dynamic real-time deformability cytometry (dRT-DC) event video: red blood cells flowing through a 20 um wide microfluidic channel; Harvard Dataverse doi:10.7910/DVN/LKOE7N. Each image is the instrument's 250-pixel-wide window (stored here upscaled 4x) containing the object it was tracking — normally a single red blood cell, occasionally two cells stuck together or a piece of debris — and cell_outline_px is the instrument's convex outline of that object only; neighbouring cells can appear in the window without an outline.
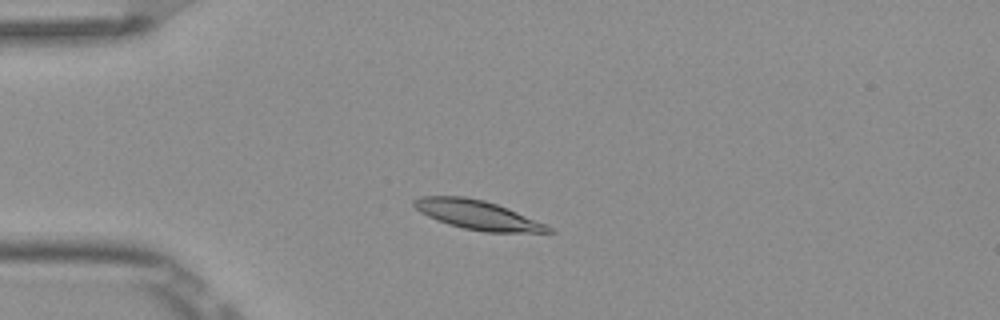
{"species": "Egyptian fruit bat (a non-hibernating species)", "species_latin": "Rousettus aegyptiacus", "temperature_condition": "room temperature", "stored_images_in_passage": 7, "camera_frame_rate_fps": 3000, "um_per_image_px": 0.085, "frame": {"image": 1, "passage_image": 2, "time_ms": 0.333, "image_size_px": [1000, 320], "cell_outline_px": [[556, 232], [484, 232], [464, 228], [448, 224], [428, 216], [420, 212], [412, 204], [412, 200], [420, 196], [464, 196], [484, 200], [496, 204], [548, 224]], "centroid_in_image_um": [40.59, 18.26], "position_along_channel_um": 44.4, "area_um2": 22.77}}
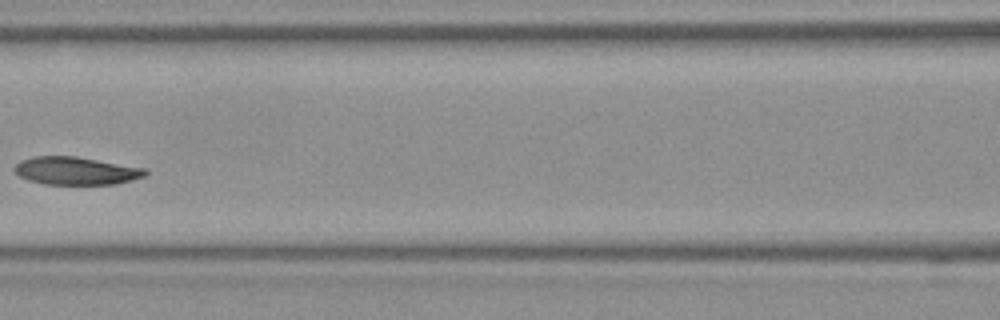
{"frame": {"image": 2, "passage_image": 5, "time_ms": 1.333, "image_size_px": [1000, 320], "cell_outline_px": [[148, 172], [144, 176], [132, 180], [116, 184], [44, 184], [28, 180], [20, 176], [12, 168], [20, 160], [32, 156], [76, 156], [144, 168]], "centroid_in_image_um": [6.42, 14.51], "position_along_channel_um": 160.2, "area_um2": 21.21}}
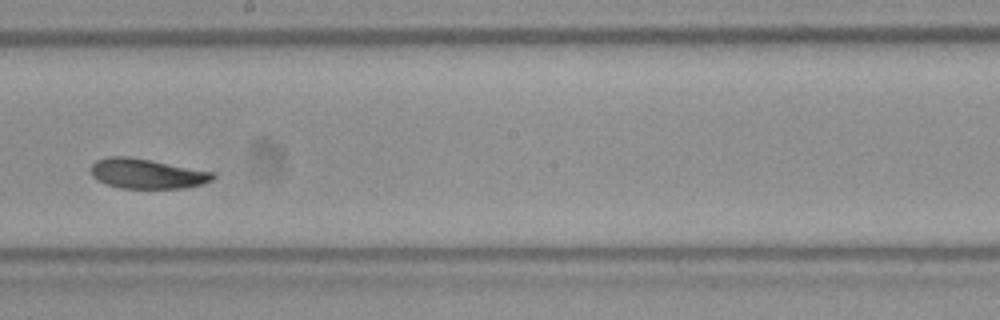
{"frame": {"image": 3, "passage_image": 7, "time_ms": 2.0, "image_size_px": [1000, 320], "cell_outline_px": [[216, 176], [212, 180], [204, 184], [184, 188], [120, 188], [108, 184], [92, 176], [92, 164], [96, 160], [108, 156], [128, 156], [152, 160], [216, 172]], "centroid_in_image_um": [12.55, 14.75], "position_along_channel_um": 235.6, "area_um2": 21.33}}